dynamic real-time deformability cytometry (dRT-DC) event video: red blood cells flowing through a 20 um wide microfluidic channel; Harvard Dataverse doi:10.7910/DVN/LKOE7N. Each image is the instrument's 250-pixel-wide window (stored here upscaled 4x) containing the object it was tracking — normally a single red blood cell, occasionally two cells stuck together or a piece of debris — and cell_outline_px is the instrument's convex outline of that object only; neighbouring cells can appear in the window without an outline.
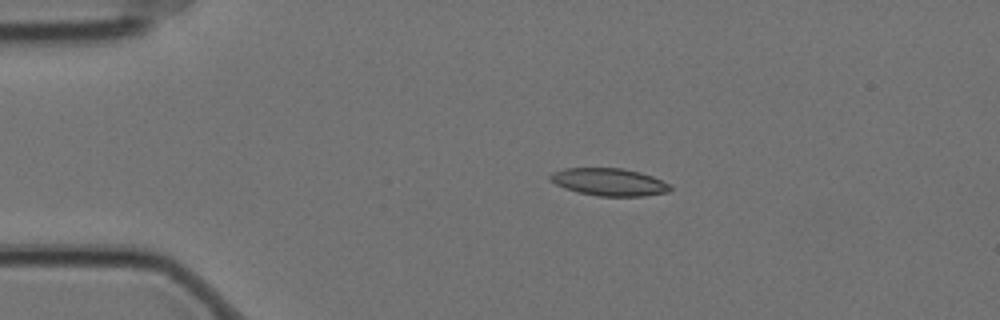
{"species": "Egyptian fruit bat (a non-hibernating species)", "species_latin": "Rousettus aegyptiacus", "temperature_condition": "cold", "stored_images_in_passage": 11, "camera_frame_rate_fps": 3000, "um_per_image_px": 0.085, "animal": {"sex": "female"}, "frame": {"image": 1, "passage_image": 3, "time_ms": 0.667, "image_size_px": [1000, 320], "cell_outline_px": [[672, 188], [668, 192], [644, 196], [596, 196], [576, 192], [564, 188], [548, 180], [548, 176], [552, 172], [564, 168], [620, 168], [640, 172], [652, 176], [668, 184]], "centroid_in_image_um": [51.72, 15.47], "position_along_channel_um": 33.3, "area_um2": 19.31}}
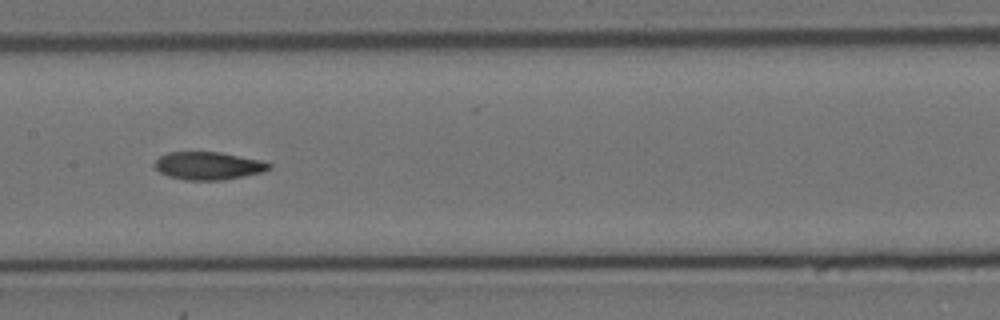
{"frame": {"image": 2, "passage_image": 8, "time_ms": 2.333, "image_size_px": [1000, 320], "cell_outline_px": [[272, 168], [264, 172], [244, 176], [220, 180], [184, 180], [168, 176], [160, 172], [152, 164], [160, 156], [168, 152], [220, 152], [264, 160], [272, 164]], "centroid_in_image_um": [17.74, 14.08], "position_along_channel_um": 189.7, "area_um2": 18.79}}
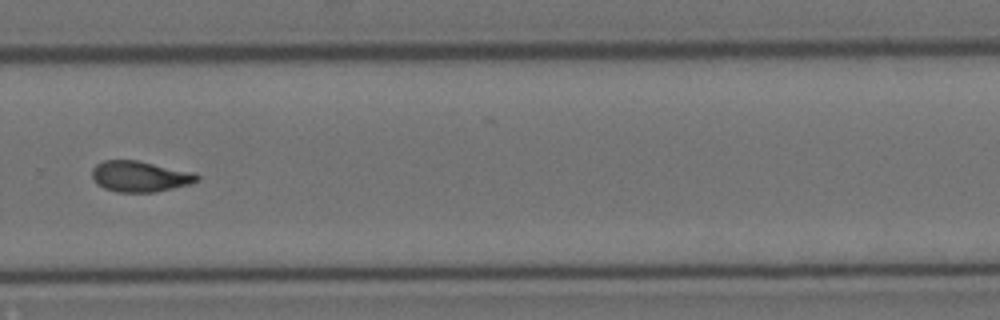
{"frame": {"image": 3, "passage_image": 11, "time_ms": 3.333, "image_size_px": [1000, 320], "cell_outline_px": [[200, 180], [192, 184], [156, 192], [116, 192], [104, 188], [96, 184], [92, 180], [92, 168], [96, 164], [104, 160], [140, 160], [196, 172], [200, 176]], "centroid_in_image_um": [11.93, 14.99], "position_along_channel_um": 317.9, "area_um2": 19.42}}